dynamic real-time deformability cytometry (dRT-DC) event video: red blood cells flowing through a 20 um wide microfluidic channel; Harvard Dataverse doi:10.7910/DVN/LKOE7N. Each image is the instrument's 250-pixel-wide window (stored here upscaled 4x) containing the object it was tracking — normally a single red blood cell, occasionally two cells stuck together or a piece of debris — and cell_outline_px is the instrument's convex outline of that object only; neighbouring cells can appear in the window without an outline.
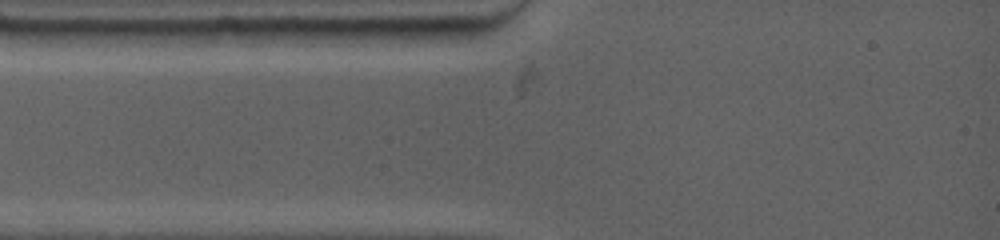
{"species": "common noctule bat (a hibernating species)", "species_latin": "Nyctalus noctula", "temperature_condition": "warm", "stored_images_in_passage": 2, "camera_frame_rate_fps": 4500, "um_per_image_px": 0.085, "animal": {"sex": "female", "body_mass_g": 19.0, "forearm_length_mm": 53.3}, "frame": {"image": 1, "passage_image": 1, "time_ms": 0.0, "image_size_px": [1000, 240], "cell_outline_px": [[472, 36], [456, 44], [412, 48], [352, 44], [344, 32], [344, 28], [472, 28]], "centroid_in_image_um": [34.64, 3.12], "position_along_channel_um": 50.4, "area_um2": 15.49}}